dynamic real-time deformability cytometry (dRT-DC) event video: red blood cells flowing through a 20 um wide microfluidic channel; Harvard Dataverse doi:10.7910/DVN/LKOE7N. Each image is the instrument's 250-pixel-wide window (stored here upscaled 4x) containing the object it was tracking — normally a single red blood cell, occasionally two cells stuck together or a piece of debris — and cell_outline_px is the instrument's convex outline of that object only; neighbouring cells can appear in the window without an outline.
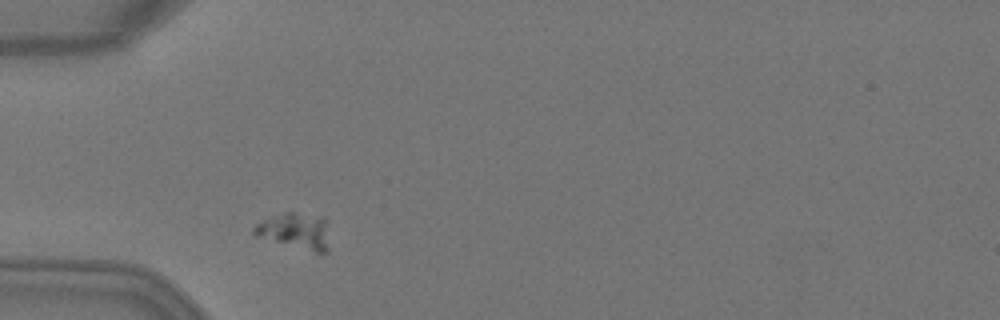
{"species": "Egyptian fruit bat (a non-hibernating species)", "species_latin": "Rousettus aegyptiacus", "temperature_condition": "warm", "stored_images_in_passage": 6, "camera_frame_rate_fps": 3000, "um_per_image_px": 0.085, "animal": {"sex": "female"}, "frame": {"image": 1, "passage_image": 1, "time_ms": 0.0, "image_size_px": [1000, 320], "cell_outline_px": [[328, 252], [324, 256], [256, 236], [252, 232], [252, 228], [256, 224], [272, 216], [284, 212], [296, 212], [324, 216], [328, 220]], "centroid_in_image_um": [25.18, 19.65], "position_along_channel_um": 59.8, "area_um2": 16.47}}
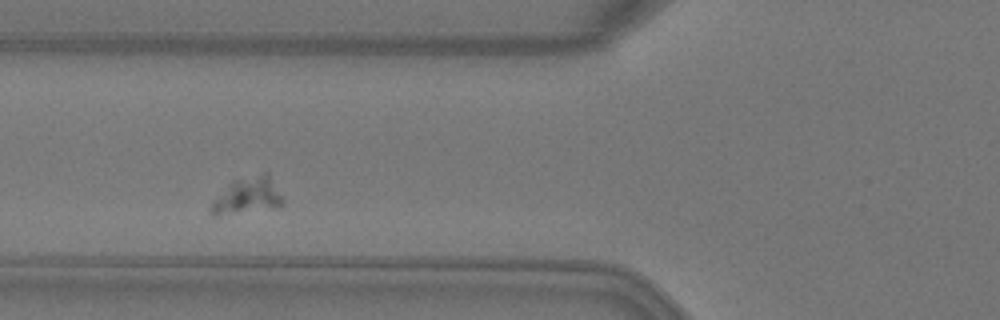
{"frame": {"image": 2, "passage_image": 2, "time_ms": 0.333, "image_size_px": [1000, 320], "cell_outline_px": [[284, 204], [280, 208], [216, 216], [212, 216], [208, 212], [212, 204], [232, 180], [264, 172], [268, 172], [284, 200]], "centroid_in_image_um": [21.08, 16.66], "position_along_channel_um": 104.7, "area_um2": 15.49}}
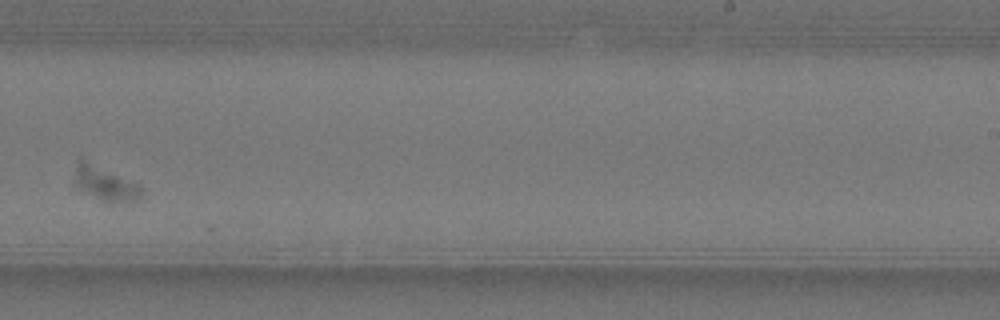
{"frame": {"image": 3, "passage_image": 6, "time_ms": 1.667, "image_size_px": [1000, 320], "cell_outline_px": [[140, 196], [128, 200], [108, 204], [80, 192], [76, 188], [76, 164], [80, 160], [84, 160], [136, 184], [140, 188]], "centroid_in_image_um": [8.83, 15.65], "position_along_channel_um": 280.2, "area_um2": 12.6}}